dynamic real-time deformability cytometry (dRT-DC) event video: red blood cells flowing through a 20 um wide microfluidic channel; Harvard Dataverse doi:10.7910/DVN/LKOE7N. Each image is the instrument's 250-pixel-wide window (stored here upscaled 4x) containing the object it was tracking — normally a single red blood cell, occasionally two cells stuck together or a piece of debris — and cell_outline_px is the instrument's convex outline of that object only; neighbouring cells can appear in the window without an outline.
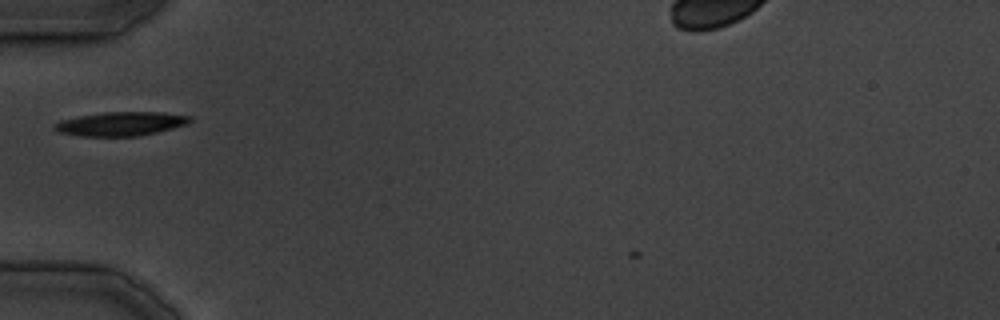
{"species": "common noctule bat (a hibernating species)", "species_latin": "Nyctalus noctula", "temperature_condition": "cold", "stored_images_in_passage": 23, "camera_frame_rate_fps": 3000, "um_per_image_px": 0.085, "animal": {"sex": "male", "body_mass_g": 19.5, "forearm_length_mm": 54.6}, "frame": {"image": 1, "passage_image": 1, "time_ms": 0.0, "image_size_px": [1000, 320], "cell_outline_px": [[192, 120], [188, 124], [140, 136], [80, 136], [60, 132], [52, 128], [52, 124], [60, 120], [80, 116], [104, 112], [160, 112], [192, 116]], "centroid_in_image_um": [10.26, 10.52], "position_along_channel_um": 74.7, "area_um2": 18.9}}
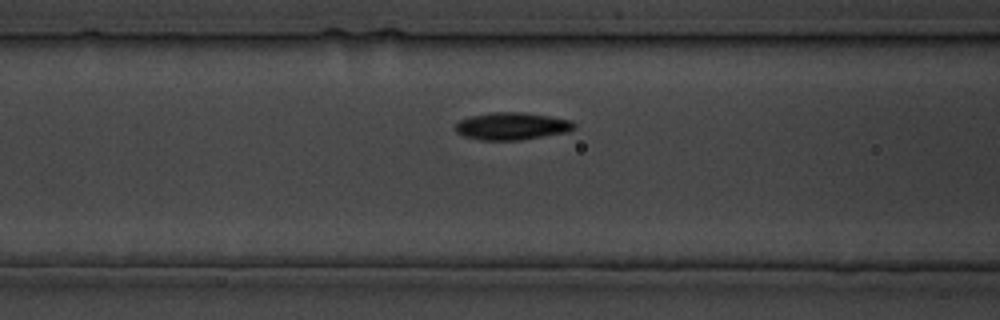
{"frame": {"image": 2, "passage_image": 4, "time_ms": 3.333, "image_size_px": [1000, 320], "cell_outline_px": [[576, 124], [568, 132], [520, 140], [480, 140], [464, 136], [456, 132], [456, 124], [460, 120], [472, 116], [492, 112], [520, 112], [548, 116], [572, 120]], "centroid_in_image_um": [43.51, 10.72], "position_along_channel_um": 123.1, "area_um2": 18.79}}
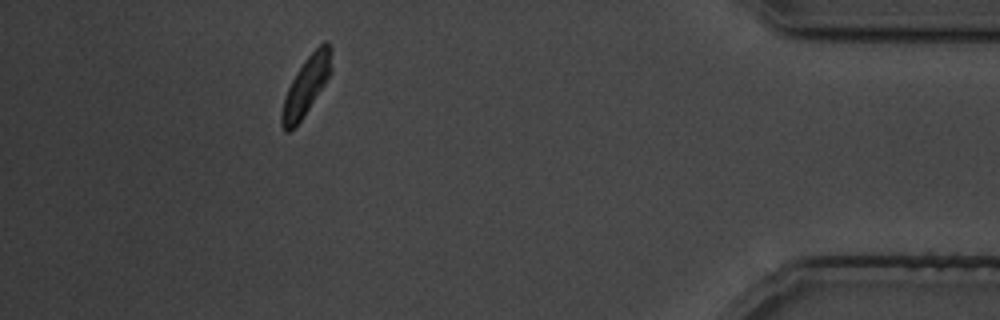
{"frame": {"image": 3, "passage_image": 22, "time_ms": 26.333, "image_size_px": [1000, 320], "cell_outline_px": [[332, 72], [300, 120], [288, 132], [284, 132], [280, 124], [280, 116], [284, 96], [296, 72], [304, 60], [324, 40], [332, 48]], "centroid_in_image_um": [26.02, 7.27], "position_along_channel_um": 409.2, "area_um2": 16.7}}